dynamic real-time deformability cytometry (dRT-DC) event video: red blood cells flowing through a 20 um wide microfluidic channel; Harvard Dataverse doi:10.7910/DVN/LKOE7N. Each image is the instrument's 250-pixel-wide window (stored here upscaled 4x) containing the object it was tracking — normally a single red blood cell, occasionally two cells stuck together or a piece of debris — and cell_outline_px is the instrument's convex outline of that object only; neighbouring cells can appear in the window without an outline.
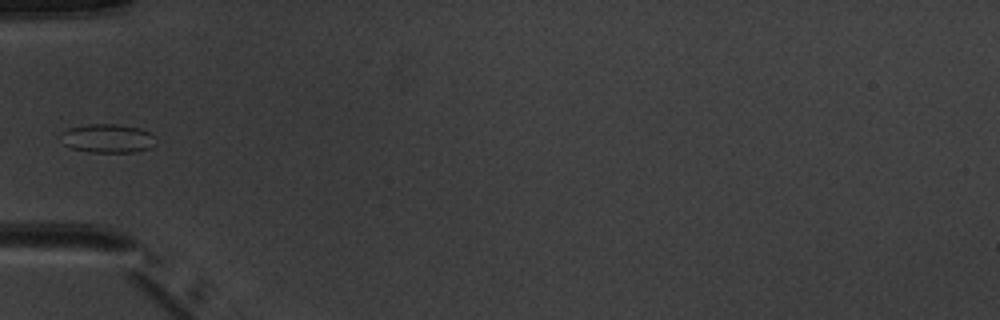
{"species": "common noctule bat (a hibernating species)", "species_latin": "Nyctalus noctula", "temperature_condition": "warm", "stored_images_in_passage": 5, "camera_frame_rate_fps": 3000, "um_per_image_px": 0.085, "animal": {"sex": "male", "body_mass_g": 20.1, "forearm_length_mm": 53.5}, "frame": {"image": 1, "passage_image": 4, "time_ms": 4.333, "image_size_px": [1000, 320], "cell_outline_px": [[156, 144], [148, 148], [136, 152], [88, 152], [72, 148], [64, 144], [60, 132], [68, 128], [88, 124], [116, 124], [140, 128], [156, 136]], "centroid_in_image_um": [9.16, 11.76], "position_along_channel_um": 75.8, "area_um2": 16.01}}
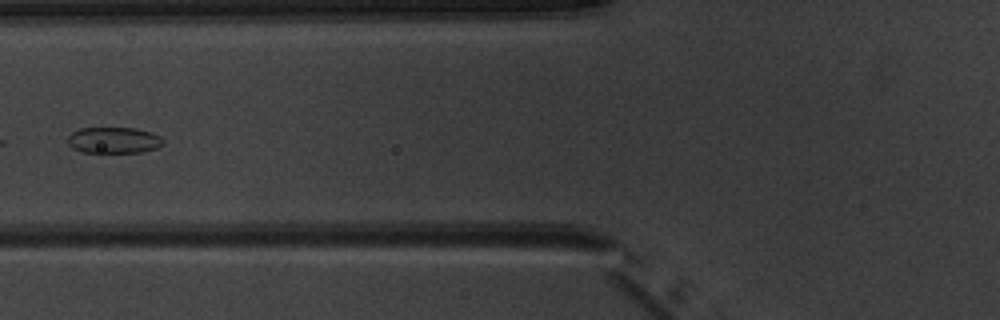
{"frame": {"image": 2, "passage_image": 5, "time_ms": 5.333, "image_size_px": [1000, 320], "cell_outline_px": [[164, 144], [156, 148], [140, 152], [84, 152], [72, 148], [68, 144], [68, 136], [72, 132], [80, 128], [136, 128], [152, 132], [160, 136], [164, 140]], "centroid_in_image_um": [9.68, 11.91], "position_along_channel_um": 116.1, "area_um2": 14.57}}